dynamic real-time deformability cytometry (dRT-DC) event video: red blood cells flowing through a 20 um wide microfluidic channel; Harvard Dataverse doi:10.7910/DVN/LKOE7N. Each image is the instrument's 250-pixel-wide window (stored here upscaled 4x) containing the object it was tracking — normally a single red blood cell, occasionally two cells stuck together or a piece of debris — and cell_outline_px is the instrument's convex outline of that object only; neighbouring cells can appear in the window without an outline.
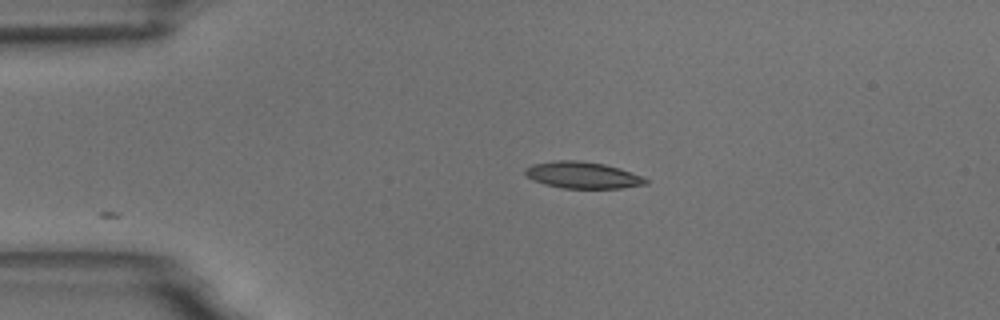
{"species": "common noctule bat (a hibernating species)", "species_latin": "Nyctalus noctula", "temperature_condition": "room temperature", "stored_images_in_passage": 28, "camera_frame_rate_fps": 3000, "um_per_image_px": 0.085, "animal": {"sex": "male", "body_mass_g": 18.8}, "frame": {"image": 1, "passage_image": 1, "time_ms": 0.0, "image_size_px": [1000, 320], "cell_outline_px": [[648, 184], [620, 188], [564, 188], [544, 184], [532, 180], [524, 172], [524, 168], [532, 164], [556, 160], [576, 160], [604, 164], [620, 168], [640, 176], [648, 180]], "centroid_in_image_um": [49.49, 14.88], "position_along_channel_um": 35.5, "area_um2": 18.61}}
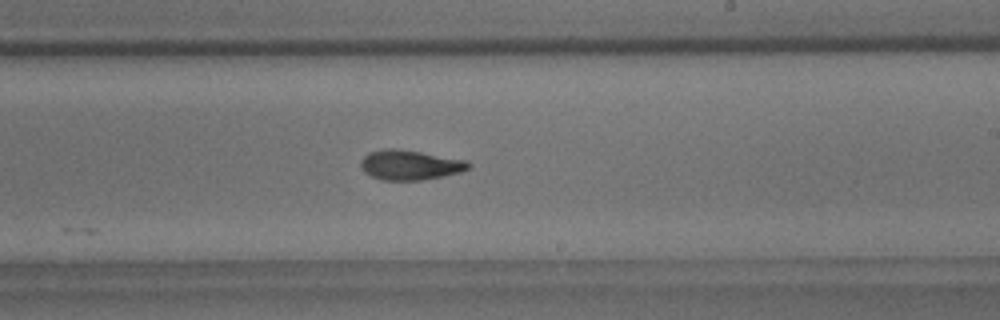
{"frame": {"image": 2, "passage_image": 22, "time_ms": 7.0, "image_size_px": [1000, 320], "cell_outline_px": [[472, 164], [468, 168], [460, 172], [444, 176], [420, 180], [380, 180], [364, 172], [360, 164], [360, 160], [368, 152], [384, 148], [396, 148], [468, 160]], "centroid_in_image_um": [34.83, 14.01], "position_along_channel_um": 254.2, "area_um2": 18.84}}
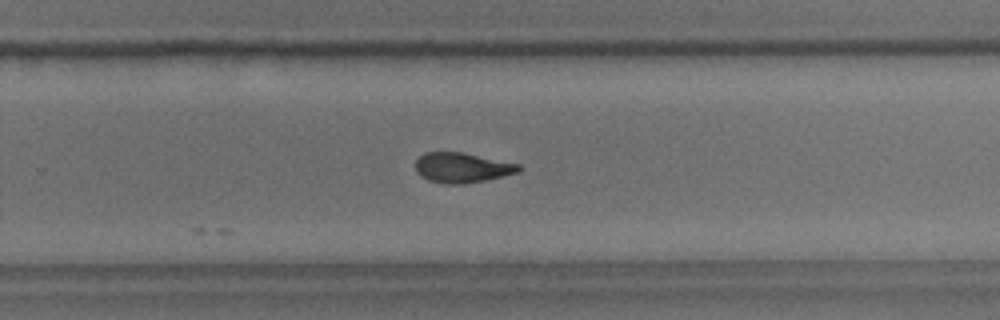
{"frame": {"image": 3, "passage_image": 25, "time_ms": 8.0, "image_size_px": [1000, 320], "cell_outline_px": [[520, 168], [516, 172], [484, 180], [460, 184], [444, 184], [428, 180], [420, 176], [416, 172], [416, 160], [424, 152], [464, 152], [520, 164]], "centroid_in_image_um": [39.22, 14.24], "position_along_channel_um": 290.6, "area_um2": 17.92}}